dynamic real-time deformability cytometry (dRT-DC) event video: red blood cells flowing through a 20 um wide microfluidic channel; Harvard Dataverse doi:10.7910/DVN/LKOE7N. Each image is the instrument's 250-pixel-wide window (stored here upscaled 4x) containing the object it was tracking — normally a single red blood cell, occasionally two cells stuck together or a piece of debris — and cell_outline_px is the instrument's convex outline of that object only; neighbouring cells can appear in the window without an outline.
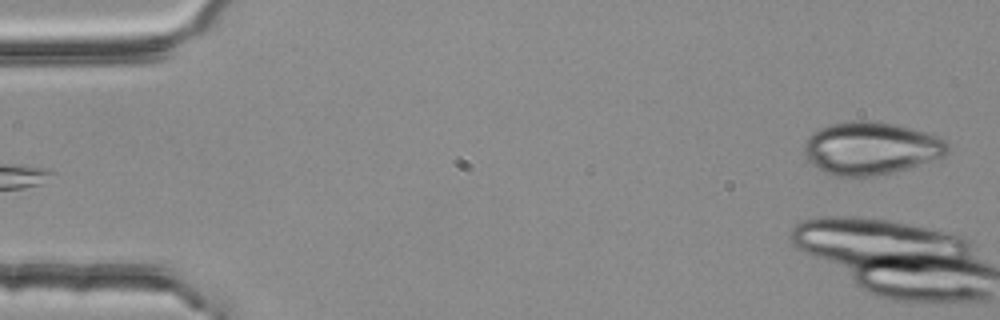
{"species": "common noctule bat (a hibernating species)", "species_latin": "Nyctalus noctula", "temperature_condition": "room temperature", "stored_images_in_passage": 3, "camera_frame_rate_fps": 3000, "um_per_image_px": 0.085, "animal": {"sex": "female", "body_mass_g": 25.1}, "frame": {"image": 1, "passage_image": 3, "time_ms": 0.667, "image_size_px": [1000, 320], "cell_outline_px": [[948, 152], [944, 156], [904, 168], [872, 176], [836, 176], [824, 172], [812, 164], [808, 160], [804, 152], [804, 144], [808, 136], [812, 132], [820, 128], [832, 124], [852, 120], [864, 120], [892, 124], [912, 128], [936, 136], [944, 140], [948, 144]], "centroid_in_image_um": [73.97, 12.59], "position_along_channel_um": 11.0, "area_um2": 43.41}}